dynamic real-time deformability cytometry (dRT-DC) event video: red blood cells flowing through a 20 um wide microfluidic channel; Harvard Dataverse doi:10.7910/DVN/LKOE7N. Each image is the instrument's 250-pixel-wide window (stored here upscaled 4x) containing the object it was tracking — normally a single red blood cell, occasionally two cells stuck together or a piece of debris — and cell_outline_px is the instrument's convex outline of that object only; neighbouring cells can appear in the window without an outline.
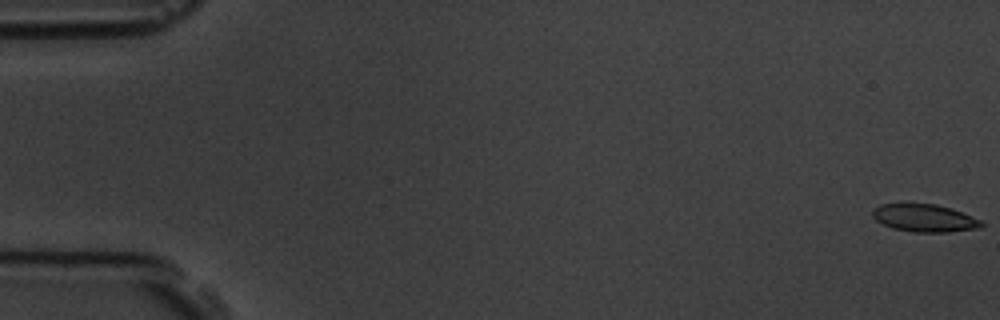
{"species": "common noctule bat (a hibernating species)", "species_latin": "Nyctalus noctula", "temperature_condition": "room temperature", "stored_images_in_passage": 5, "camera_frame_rate_fps": 3000, "um_per_image_px": 0.085, "animal": {"sex": "male", "body_mass_g": 19.5, "forearm_length_mm": 54.6}, "frame": {"image": 1, "passage_image": 1, "time_ms": 0.0, "image_size_px": [1000, 320], "cell_outline_px": [[984, 224], [980, 228], [948, 232], [912, 232], [892, 228], [876, 220], [872, 216], [872, 208], [880, 204], [936, 204], [952, 208], [980, 220]], "centroid_in_image_um": [78.56, 18.53], "position_along_channel_um": 6.4, "area_um2": 17.51}}